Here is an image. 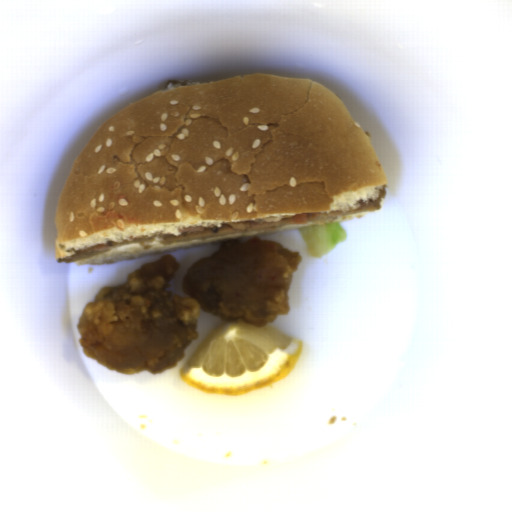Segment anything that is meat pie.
I'll return each instance as SVG.
<instances>
[{
    "label": "meat pie",
    "mask_w": 512,
    "mask_h": 512,
    "mask_svg": "<svg viewBox=\"0 0 512 512\" xmlns=\"http://www.w3.org/2000/svg\"><path fill=\"white\" fill-rule=\"evenodd\" d=\"M387 185L383 186L382 189L377 188L378 192L377 199H369L364 202L361 199L356 201L355 204H360L357 209H354L349 203V210H335L330 212H315V213H300V214H287L283 215L281 219L276 222H269L277 216L263 217L260 219H250L247 221H225L221 222L220 226L204 223L205 225L192 224L190 226L178 225L177 229L180 234H173L171 232H159L158 237L161 245L164 247L172 243H179L192 240H208L211 237L222 236L231 233H242V232H254L263 229L275 228L286 224H308L315 221H331L339 217L340 215H348L353 213H359L364 211H377L381 207V199L387 197Z\"/></svg>",
    "instance_id": "b5893723"
},
{
    "label": "meat pie",
    "mask_w": 512,
    "mask_h": 512,
    "mask_svg": "<svg viewBox=\"0 0 512 512\" xmlns=\"http://www.w3.org/2000/svg\"><path fill=\"white\" fill-rule=\"evenodd\" d=\"M156 237L155 235H141L136 236L133 240L129 241L128 239H122L121 241H107L106 243H98L93 244L90 247H84L83 249L76 250L73 255L65 256L64 258H59L58 263H71L78 260H82L85 258H89L104 252L109 251L110 249L117 246H126L130 244H139V246L143 249H150L152 246H145V244H150Z\"/></svg>",
    "instance_id": "c0bc52ac"
}]
</instances>
